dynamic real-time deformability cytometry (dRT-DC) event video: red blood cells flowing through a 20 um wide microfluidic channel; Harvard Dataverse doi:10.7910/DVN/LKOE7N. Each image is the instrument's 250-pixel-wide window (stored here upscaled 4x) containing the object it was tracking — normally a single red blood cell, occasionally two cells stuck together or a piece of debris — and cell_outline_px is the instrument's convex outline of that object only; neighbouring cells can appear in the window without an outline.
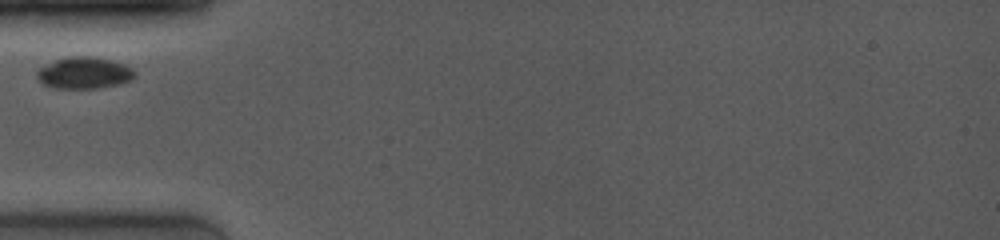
{"species": "common noctule bat (a hibernating species)", "species_latin": "Nyctalus noctula", "temperature_condition": "room temperature", "stored_images_in_passage": 18, "camera_frame_rate_fps": 4000, "um_per_image_px": 0.085, "animal": {"sex": "female", "body_mass_g": 19.0, "forearm_length_mm": 53.3}, "frame": {"image": 1, "passage_image": 1, "time_ms": 0.0, "image_size_px": [1000, 240], "cell_outline_px": [[136, 76], [132, 80], [100, 88], [56, 88], [44, 84], [36, 76], [36, 72], [44, 64], [68, 56], [88, 56], [112, 60], [124, 64], [132, 68], [136, 72]], "centroid_in_image_um": [7.17, 6.19], "position_along_channel_um": 77.8, "area_um2": 18.03}}